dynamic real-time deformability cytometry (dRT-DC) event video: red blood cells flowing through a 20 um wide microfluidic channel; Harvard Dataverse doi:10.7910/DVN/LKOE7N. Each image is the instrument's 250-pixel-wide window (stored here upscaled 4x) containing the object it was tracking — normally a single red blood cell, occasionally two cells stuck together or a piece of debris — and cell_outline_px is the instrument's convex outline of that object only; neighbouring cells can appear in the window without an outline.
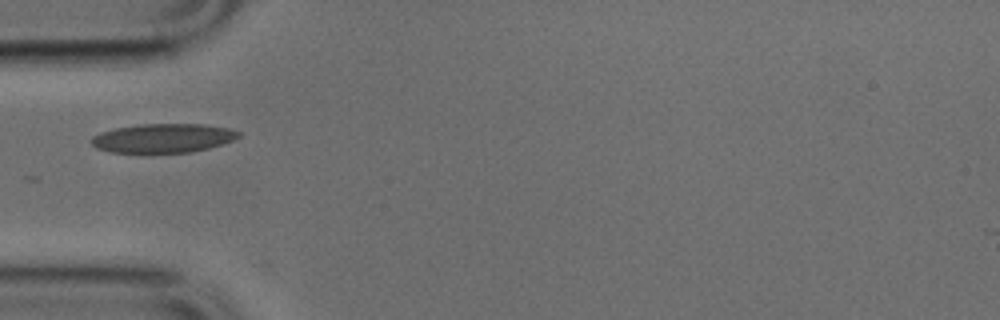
{"species": "common noctule bat (a hibernating species)", "species_latin": "Nyctalus noctula", "temperature_condition": "cold", "stored_images_in_passage": 2, "camera_frame_rate_fps": 3000, "um_per_image_px": 0.085, "animal": {"sex": "male", "body_mass_g": 17.9, "forearm_length_mm": 54.2}, "frame": {"image": 1, "passage_image": 1, "time_ms": 0.0, "image_size_px": [1000, 320], "cell_outline_px": [[240, 136], [232, 140], [208, 148], [188, 152], [144, 156], [112, 152], [96, 148], [88, 140], [92, 136], [100, 132], [116, 128], [140, 124], [204, 124], [228, 128], [240, 132]], "centroid_in_image_um": [13.77, 11.79], "position_along_channel_um": 71.2, "area_um2": 25.78}}